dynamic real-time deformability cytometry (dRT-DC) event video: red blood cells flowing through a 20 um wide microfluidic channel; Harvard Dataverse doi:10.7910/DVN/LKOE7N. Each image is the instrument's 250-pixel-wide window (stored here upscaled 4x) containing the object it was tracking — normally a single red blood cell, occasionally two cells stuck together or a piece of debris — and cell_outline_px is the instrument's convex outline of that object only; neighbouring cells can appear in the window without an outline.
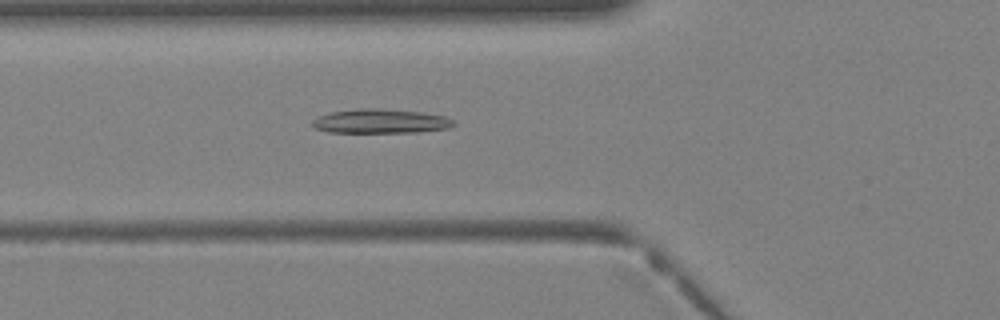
{"species": "Egyptian fruit bat (a non-hibernating species)", "species_latin": "Rousettus aegyptiacus", "temperature_condition": "warm", "stored_images_in_passage": 40, "camera_frame_rate_fps": 3000, "um_per_image_px": 0.085, "animal": {"sex": "female"}, "frame": {"image": 1, "passage_image": 15, "time_ms": 4.667, "image_size_px": [1000, 320], "cell_outline_px": [[456, 124], [448, 128], [416, 132], [328, 132], [316, 128], [312, 124], [312, 120], [320, 116], [332, 112], [360, 108], [384, 108], [420, 112], [444, 116], [452, 120]], "centroid_in_image_um": [32.35, 10.3], "position_along_channel_um": 93.4, "area_um2": 19.77}}
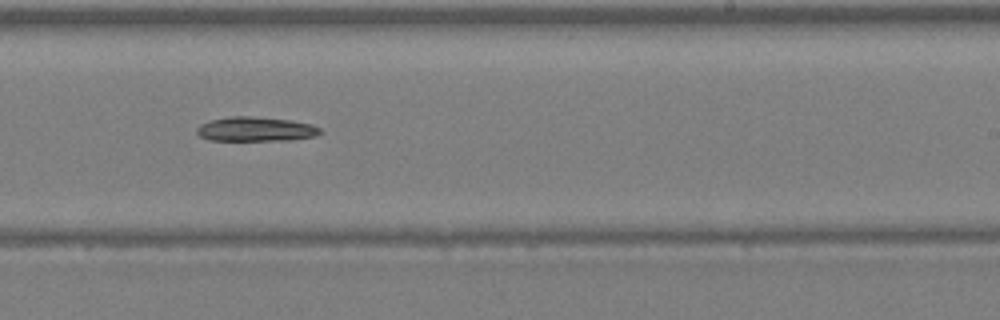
{"frame": {"image": 2, "passage_image": 25, "time_ms": 8.0, "image_size_px": [1000, 320], "cell_outline_px": [[320, 132], [316, 136], [288, 140], [208, 140], [200, 136], [196, 132], [196, 128], [200, 124], [212, 120], [232, 116], [248, 116], [292, 120], [312, 124], [320, 128]], "centroid_in_image_um": [21.72, 10.98], "position_along_channel_um": 267.3, "area_um2": 17.46}}
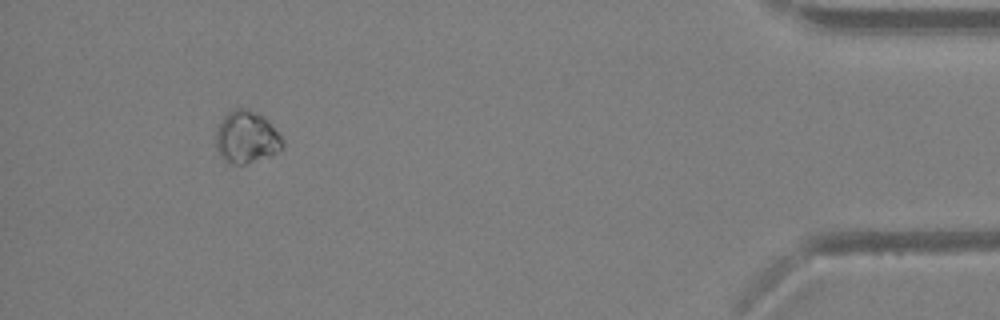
{"frame": {"image": 3, "passage_image": 37, "time_ms": 12.0, "image_size_px": [1000, 320], "cell_outline_px": [[284, 148], [280, 152], [244, 164], [232, 164], [224, 160], [220, 156], [216, 148], [216, 132], [224, 116], [232, 108], [248, 108], [260, 112], [268, 120], [284, 140]], "centroid_in_image_um": [20.98, 11.64], "position_along_channel_um": 414.2, "area_um2": 20.58}}